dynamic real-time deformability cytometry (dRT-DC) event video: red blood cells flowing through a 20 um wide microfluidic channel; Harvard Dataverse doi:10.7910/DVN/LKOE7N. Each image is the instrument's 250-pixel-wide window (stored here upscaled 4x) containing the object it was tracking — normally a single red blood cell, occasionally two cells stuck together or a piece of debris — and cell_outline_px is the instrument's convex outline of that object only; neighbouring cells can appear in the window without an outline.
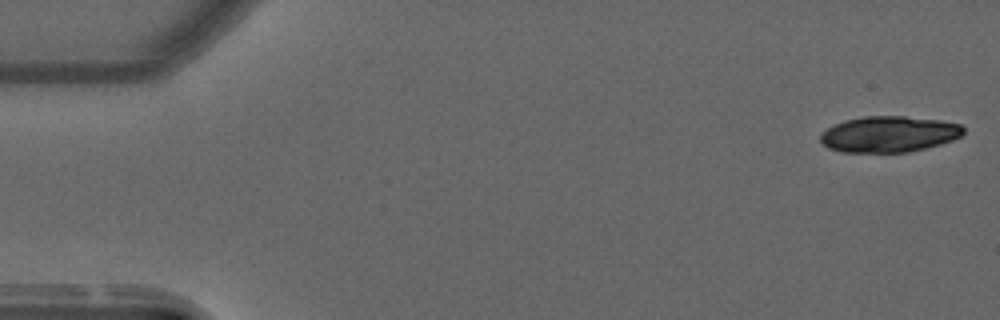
{"species": "common noctule bat (a hibernating species)", "species_latin": "Nyctalus noctula", "temperature_condition": "warm", "stored_images_in_passage": 54, "camera_frame_rate_fps": 3000, "um_per_image_px": 0.085, "animal": {"sex": "male", "forearm_length_mm": 52.5}, "frame": {"image": 1, "passage_image": 1, "time_ms": 0.0, "image_size_px": [1000, 320], "cell_outline_px": [[964, 132], [960, 136], [952, 140], [940, 144], [908, 152], [844, 152], [828, 148], [820, 140], [820, 132], [844, 120], [864, 116], [904, 116], [940, 120], [960, 124], [964, 128]], "centroid_in_image_um": [75.55, 11.4], "position_along_channel_um": 9.4, "area_um2": 29.94}}
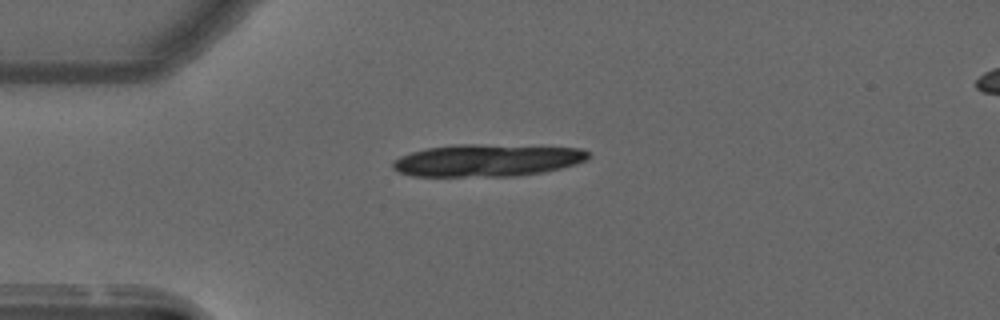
{"frame": {"image": 2, "passage_image": 13, "time_ms": 4.0, "image_size_px": [1000, 320], "cell_outline_px": [[588, 160], [560, 168], [544, 172], [516, 176], [412, 176], [400, 172], [392, 168], [392, 160], [400, 156], [412, 152], [428, 148], [456, 144], [472, 144], [580, 148], [588, 152]], "centroid_in_image_um": [41.37, 13.63], "position_along_channel_um": 43.6, "area_um2": 36.59}}
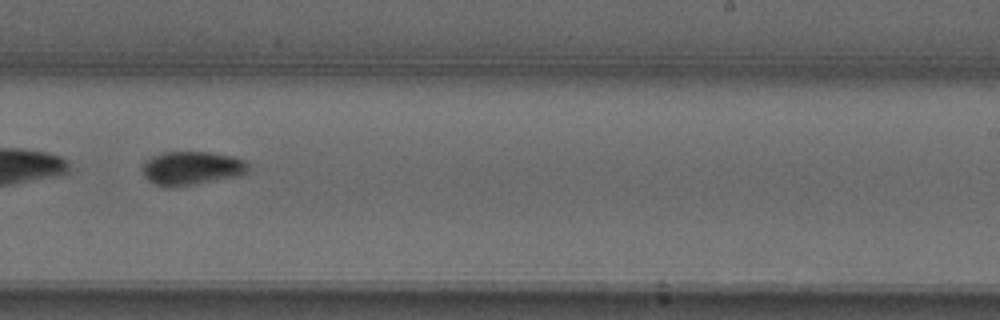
{"frame": {"image": 3, "passage_image": 34, "time_ms": 11.0, "image_size_px": [1000, 320], "cell_outline_px": [[248, 172], [236, 176], [176, 188], [164, 188], [148, 180], [144, 176], [140, 168], [144, 160], [160, 152], [212, 152], [232, 156], [244, 160], [248, 164]], "centroid_in_image_um": [16.22, 14.3], "position_along_channel_um": 272.8, "area_um2": 21.15}, "authors_computed_cell_mechanics": {"area_um2": 20.7213, "velocity_mm_per_s": 3.6946, "shape_relaxation_time_tau1_ms": 4.9673, "shape_relaxation_time_tau2_ms": 6.4317, "deformation_change_tau1": 0.174, "deformation_change_tau2": 0.0692}}